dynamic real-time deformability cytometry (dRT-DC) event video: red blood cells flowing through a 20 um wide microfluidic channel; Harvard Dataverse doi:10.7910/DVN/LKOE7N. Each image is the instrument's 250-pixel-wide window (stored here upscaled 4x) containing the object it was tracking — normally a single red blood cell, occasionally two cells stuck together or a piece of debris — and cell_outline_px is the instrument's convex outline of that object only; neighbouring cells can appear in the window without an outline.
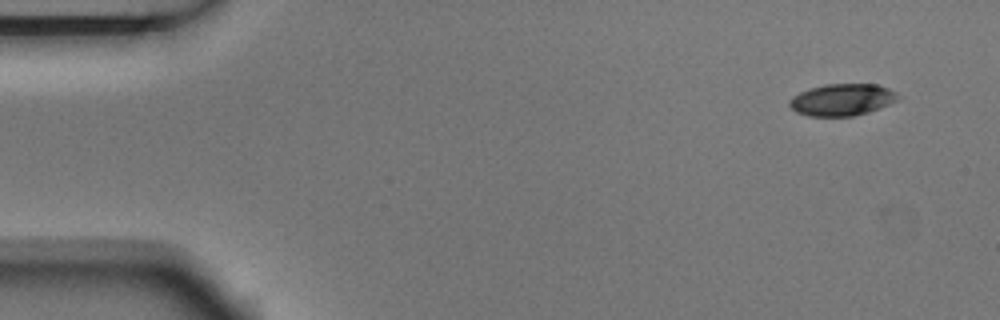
{"species": "Egyptian fruit bat (a non-hibernating species)", "species_latin": "Rousettus aegyptiacus", "temperature_condition": "room temperature", "stored_images_in_passage": 6, "camera_frame_rate_fps": 3000, "um_per_image_px": 0.085, "animal": {"sex": "male"}, "frame": {"image": 1, "passage_image": 1, "time_ms": 0.0, "image_size_px": [1000, 320], "cell_outline_px": [[900, 96], [896, 100], [880, 108], [868, 112], [852, 116], [808, 116], [796, 112], [788, 104], [788, 100], [792, 96], [808, 88], [824, 84], [876, 84], [888, 88], [896, 92]], "centroid_in_image_um": [71.54, 8.47], "position_along_channel_um": 13.5, "area_um2": 20.23}}
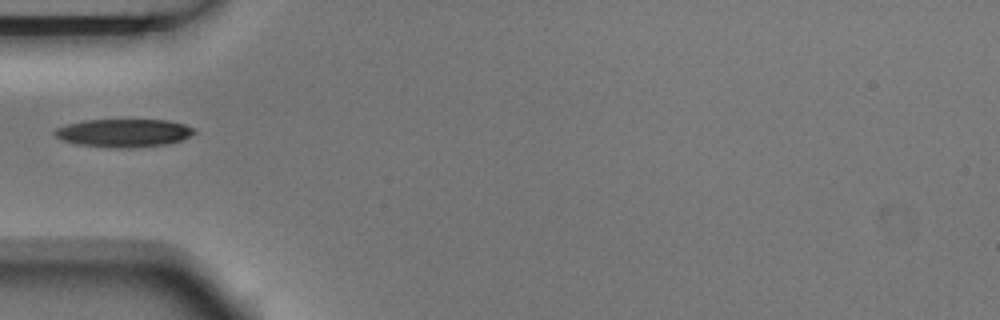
{"frame": {"image": 2, "passage_image": 5, "time_ms": 1.333, "image_size_px": [1000, 320], "cell_outline_px": [[196, 132], [184, 140], [168, 144], [136, 148], [116, 148], [76, 144], [60, 140], [52, 132], [56, 128], [68, 124], [84, 120], [168, 120], [184, 124], [196, 128]], "centroid_in_image_um": [10.55, 11.31], "position_along_channel_um": 74.4, "area_um2": 23.18}}
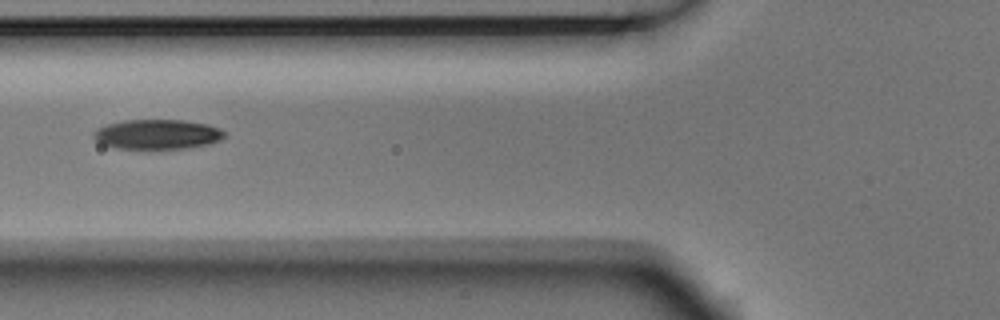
{"frame": {"image": 3, "passage_image": 6, "time_ms": 1.667, "image_size_px": [1000, 320], "cell_outline_px": [[228, 136], [220, 140], [208, 144], [188, 148], [116, 148], [100, 144], [92, 136], [92, 132], [96, 128], [108, 124], [124, 120], [184, 120], [208, 124], [220, 128], [228, 132]], "centroid_in_image_um": [13.4, 11.41], "position_along_channel_um": 112.4, "area_um2": 22.95}}